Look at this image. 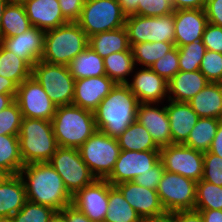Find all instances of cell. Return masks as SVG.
Returning a JSON list of instances; mask_svg holds the SVG:
<instances>
[{"instance_id":"cell-36","label":"cell","mask_w":222,"mask_h":222,"mask_svg":"<svg viewBox=\"0 0 222 222\" xmlns=\"http://www.w3.org/2000/svg\"><path fill=\"white\" fill-rule=\"evenodd\" d=\"M175 47V43L170 42H144L134 44L131 47L135 66L142 65L141 68H150L154 62L165 56Z\"/></svg>"},{"instance_id":"cell-26","label":"cell","mask_w":222,"mask_h":222,"mask_svg":"<svg viewBox=\"0 0 222 222\" xmlns=\"http://www.w3.org/2000/svg\"><path fill=\"white\" fill-rule=\"evenodd\" d=\"M187 103L199 117L222 120V83L209 82Z\"/></svg>"},{"instance_id":"cell-24","label":"cell","mask_w":222,"mask_h":222,"mask_svg":"<svg viewBox=\"0 0 222 222\" xmlns=\"http://www.w3.org/2000/svg\"><path fill=\"white\" fill-rule=\"evenodd\" d=\"M208 83L209 81L200 70L193 72L179 71L168 81V100L188 102Z\"/></svg>"},{"instance_id":"cell-55","label":"cell","mask_w":222,"mask_h":222,"mask_svg":"<svg viewBox=\"0 0 222 222\" xmlns=\"http://www.w3.org/2000/svg\"><path fill=\"white\" fill-rule=\"evenodd\" d=\"M199 211L204 222H222V210L194 209Z\"/></svg>"},{"instance_id":"cell-27","label":"cell","mask_w":222,"mask_h":222,"mask_svg":"<svg viewBox=\"0 0 222 222\" xmlns=\"http://www.w3.org/2000/svg\"><path fill=\"white\" fill-rule=\"evenodd\" d=\"M90 46L103 59L120 51H132L125 27L105 31L89 37Z\"/></svg>"},{"instance_id":"cell-51","label":"cell","mask_w":222,"mask_h":222,"mask_svg":"<svg viewBox=\"0 0 222 222\" xmlns=\"http://www.w3.org/2000/svg\"><path fill=\"white\" fill-rule=\"evenodd\" d=\"M61 212L66 216L67 222H92L72 205L65 207Z\"/></svg>"},{"instance_id":"cell-7","label":"cell","mask_w":222,"mask_h":222,"mask_svg":"<svg viewBox=\"0 0 222 222\" xmlns=\"http://www.w3.org/2000/svg\"><path fill=\"white\" fill-rule=\"evenodd\" d=\"M126 15L117 0H85L77 21L89 37L124 27Z\"/></svg>"},{"instance_id":"cell-39","label":"cell","mask_w":222,"mask_h":222,"mask_svg":"<svg viewBox=\"0 0 222 222\" xmlns=\"http://www.w3.org/2000/svg\"><path fill=\"white\" fill-rule=\"evenodd\" d=\"M55 212L52 207L27 200L23 208L11 219L13 222H49Z\"/></svg>"},{"instance_id":"cell-13","label":"cell","mask_w":222,"mask_h":222,"mask_svg":"<svg viewBox=\"0 0 222 222\" xmlns=\"http://www.w3.org/2000/svg\"><path fill=\"white\" fill-rule=\"evenodd\" d=\"M15 101L25 118L52 121L57 107L32 76L18 86Z\"/></svg>"},{"instance_id":"cell-1","label":"cell","mask_w":222,"mask_h":222,"mask_svg":"<svg viewBox=\"0 0 222 222\" xmlns=\"http://www.w3.org/2000/svg\"><path fill=\"white\" fill-rule=\"evenodd\" d=\"M27 194V200L61 211L72 205V195L63 179L49 162L26 164L19 172Z\"/></svg>"},{"instance_id":"cell-37","label":"cell","mask_w":222,"mask_h":222,"mask_svg":"<svg viewBox=\"0 0 222 222\" xmlns=\"http://www.w3.org/2000/svg\"><path fill=\"white\" fill-rule=\"evenodd\" d=\"M195 209L222 210V186L200 180L196 184Z\"/></svg>"},{"instance_id":"cell-14","label":"cell","mask_w":222,"mask_h":222,"mask_svg":"<svg viewBox=\"0 0 222 222\" xmlns=\"http://www.w3.org/2000/svg\"><path fill=\"white\" fill-rule=\"evenodd\" d=\"M160 161V150L130 151L121 150L111 174L106 180L113 186L133 181Z\"/></svg>"},{"instance_id":"cell-19","label":"cell","mask_w":222,"mask_h":222,"mask_svg":"<svg viewBox=\"0 0 222 222\" xmlns=\"http://www.w3.org/2000/svg\"><path fill=\"white\" fill-rule=\"evenodd\" d=\"M154 104L140 103L136 120L147 129L155 144L162 148L172 144L170 122L166 106L159 108L158 103L156 107Z\"/></svg>"},{"instance_id":"cell-2","label":"cell","mask_w":222,"mask_h":222,"mask_svg":"<svg viewBox=\"0 0 222 222\" xmlns=\"http://www.w3.org/2000/svg\"><path fill=\"white\" fill-rule=\"evenodd\" d=\"M139 104L127 84H116L94 111L97 130L110 137H119L136 121Z\"/></svg>"},{"instance_id":"cell-38","label":"cell","mask_w":222,"mask_h":222,"mask_svg":"<svg viewBox=\"0 0 222 222\" xmlns=\"http://www.w3.org/2000/svg\"><path fill=\"white\" fill-rule=\"evenodd\" d=\"M178 48V64L180 71L193 72L200 69L201 60L206 52L202 40L194 41Z\"/></svg>"},{"instance_id":"cell-44","label":"cell","mask_w":222,"mask_h":222,"mask_svg":"<svg viewBox=\"0 0 222 222\" xmlns=\"http://www.w3.org/2000/svg\"><path fill=\"white\" fill-rule=\"evenodd\" d=\"M171 0H139L138 15L144 17H158L174 13Z\"/></svg>"},{"instance_id":"cell-46","label":"cell","mask_w":222,"mask_h":222,"mask_svg":"<svg viewBox=\"0 0 222 222\" xmlns=\"http://www.w3.org/2000/svg\"><path fill=\"white\" fill-rule=\"evenodd\" d=\"M164 171L165 170L163 164L161 161H159L155 166H153L147 172L135 177L133 181L136 184L141 185L145 188L156 190Z\"/></svg>"},{"instance_id":"cell-53","label":"cell","mask_w":222,"mask_h":222,"mask_svg":"<svg viewBox=\"0 0 222 222\" xmlns=\"http://www.w3.org/2000/svg\"><path fill=\"white\" fill-rule=\"evenodd\" d=\"M18 85L6 77L0 76V94H11L16 97Z\"/></svg>"},{"instance_id":"cell-16","label":"cell","mask_w":222,"mask_h":222,"mask_svg":"<svg viewBox=\"0 0 222 222\" xmlns=\"http://www.w3.org/2000/svg\"><path fill=\"white\" fill-rule=\"evenodd\" d=\"M141 219L166 213L156 190L145 188L134 181L115 185Z\"/></svg>"},{"instance_id":"cell-30","label":"cell","mask_w":222,"mask_h":222,"mask_svg":"<svg viewBox=\"0 0 222 222\" xmlns=\"http://www.w3.org/2000/svg\"><path fill=\"white\" fill-rule=\"evenodd\" d=\"M31 27L23 3H8L2 15L1 38L20 35Z\"/></svg>"},{"instance_id":"cell-22","label":"cell","mask_w":222,"mask_h":222,"mask_svg":"<svg viewBox=\"0 0 222 222\" xmlns=\"http://www.w3.org/2000/svg\"><path fill=\"white\" fill-rule=\"evenodd\" d=\"M26 15L32 26L47 31L67 24L59 0H24Z\"/></svg>"},{"instance_id":"cell-35","label":"cell","mask_w":222,"mask_h":222,"mask_svg":"<svg viewBox=\"0 0 222 222\" xmlns=\"http://www.w3.org/2000/svg\"><path fill=\"white\" fill-rule=\"evenodd\" d=\"M23 166L18 135H0V169L15 175Z\"/></svg>"},{"instance_id":"cell-58","label":"cell","mask_w":222,"mask_h":222,"mask_svg":"<svg viewBox=\"0 0 222 222\" xmlns=\"http://www.w3.org/2000/svg\"><path fill=\"white\" fill-rule=\"evenodd\" d=\"M49 222H67L66 216L61 211H56Z\"/></svg>"},{"instance_id":"cell-57","label":"cell","mask_w":222,"mask_h":222,"mask_svg":"<svg viewBox=\"0 0 222 222\" xmlns=\"http://www.w3.org/2000/svg\"><path fill=\"white\" fill-rule=\"evenodd\" d=\"M15 101L11 94H0V112Z\"/></svg>"},{"instance_id":"cell-21","label":"cell","mask_w":222,"mask_h":222,"mask_svg":"<svg viewBox=\"0 0 222 222\" xmlns=\"http://www.w3.org/2000/svg\"><path fill=\"white\" fill-rule=\"evenodd\" d=\"M44 35V30L32 26L20 35L1 38L0 44L33 67L42 58Z\"/></svg>"},{"instance_id":"cell-15","label":"cell","mask_w":222,"mask_h":222,"mask_svg":"<svg viewBox=\"0 0 222 222\" xmlns=\"http://www.w3.org/2000/svg\"><path fill=\"white\" fill-rule=\"evenodd\" d=\"M72 206L92 222H104L108 208V181L96 179L72 196Z\"/></svg>"},{"instance_id":"cell-31","label":"cell","mask_w":222,"mask_h":222,"mask_svg":"<svg viewBox=\"0 0 222 222\" xmlns=\"http://www.w3.org/2000/svg\"><path fill=\"white\" fill-rule=\"evenodd\" d=\"M117 140L120 150H160L147 129L137 120L133 122L119 137H117Z\"/></svg>"},{"instance_id":"cell-48","label":"cell","mask_w":222,"mask_h":222,"mask_svg":"<svg viewBox=\"0 0 222 222\" xmlns=\"http://www.w3.org/2000/svg\"><path fill=\"white\" fill-rule=\"evenodd\" d=\"M205 12L209 23L222 27V0H207Z\"/></svg>"},{"instance_id":"cell-62","label":"cell","mask_w":222,"mask_h":222,"mask_svg":"<svg viewBox=\"0 0 222 222\" xmlns=\"http://www.w3.org/2000/svg\"><path fill=\"white\" fill-rule=\"evenodd\" d=\"M6 1H8L9 3L11 2L22 3L24 0H6Z\"/></svg>"},{"instance_id":"cell-40","label":"cell","mask_w":222,"mask_h":222,"mask_svg":"<svg viewBox=\"0 0 222 222\" xmlns=\"http://www.w3.org/2000/svg\"><path fill=\"white\" fill-rule=\"evenodd\" d=\"M22 118L18 103L14 101L0 112V135H18Z\"/></svg>"},{"instance_id":"cell-33","label":"cell","mask_w":222,"mask_h":222,"mask_svg":"<svg viewBox=\"0 0 222 222\" xmlns=\"http://www.w3.org/2000/svg\"><path fill=\"white\" fill-rule=\"evenodd\" d=\"M221 119L200 117L184 145L200 152H208Z\"/></svg>"},{"instance_id":"cell-18","label":"cell","mask_w":222,"mask_h":222,"mask_svg":"<svg viewBox=\"0 0 222 222\" xmlns=\"http://www.w3.org/2000/svg\"><path fill=\"white\" fill-rule=\"evenodd\" d=\"M115 85L107 75L77 79L72 104L94 112Z\"/></svg>"},{"instance_id":"cell-41","label":"cell","mask_w":222,"mask_h":222,"mask_svg":"<svg viewBox=\"0 0 222 222\" xmlns=\"http://www.w3.org/2000/svg\"><path fill=\"white\" fill-rule=\"evenodd\" d=\"M199 70L209 82L222 83V54L206 50Z\"/></svg>"},{"instance_id":"cell-11","label":"cell","mask_w":222,"mask_h":222,"mask_svg":"<svg viewBox=\"0 0 222 222\" xmlns=\"http://www.w3.org/2000/svg\"><path fill=\"white\" fill-rule=\"evenodd\" d=\"M196 184L190 178L164 171L156 191L165 211L194 210Z\"/></svg>"},{"instance_id":"cell-56","label":"cell","mask_w":222,"mask_h":222,"mask_svg":"<svg viewBox=\"0 0 222 222\" xmlns=\"http://www.w3.org/2000/svg\"><path fill=\"white\" fill-rule=\"evenodd\" d=\"M141 222H175L174 220V212H166L163 215L155 216V217H147L142 219Z\"/></svg>"},{"instance_id":"cell-10","label":"cell","mask_w":222,"mask_h":222,"mask_svg":"<svg viewBox=\"0 0 222 222\" xmlns=\"http://www.w3.org/2000/svg\"><path fill=\"white\" fill-rule=\"evenodd\" d=\"M49 163L61 176L66 189L72 196L96 180L82 160L78 148L58 147Z\"/></svg>"},{"instance_id":"cell-29","label":"cell","mask_w":222,"mask_h":222,"mask_svg":"<svg viewBox=\"0 0 222 222\" xmlns=\"http://www.w3.org/2000/svg\"><path fill=\"white\" fill-rule=\"evenodd\" d=\"M104 222H141V217L120 190L108 182V208Z\"/></svg>"},{"instance_id":"cell-32","label":"cell","mask_w":222,"mask_h":222,"mask_svg":"<svg viewBox=\"0 0 222 222\" xmlns=\"http://www.w3.org/2000/svg\"><path fill=\"white\" fill-rule=\"evenodd\" d=\"M106 75L116 84H127L130 76L136 68L132 51L115 52L104 59Z\"/></svg>"},{"instance_id":"cell-59","label":"cell","mask_w":222,"mask_h":222,"mask_svg":"<svg viewBox=\"0 0 222 222\" xmlns=\"http://www.w3.org/2000/svg\"><path fill=\"white\" fill-rule=\"evenodd\" d=\"M8 1L6 0H0V39H1V21H2V15H3V12L6 8V6L8 5Z\"/></svg>"},{"instance_id":"cell-43","label":"cell","mask_w":222,"mask_h":222,"mask_svg":"<svg viewBox=\"0 0 222 222\" xmlns=\"http://www.w3.org/2000/svg\"><path fill=\"white\" fill-rule=\"evenodd\" d=\"M202 180L222 186V157L209 151L204 153Z\"/></svg>"},{"instance_id":"cell-50","label":"cell","mask_w":222,"mask_h":222,"mask_svg":"<svg viewBox=\"0 0 222 222\" xmlns=\"http://www.w3.org/2000/svg\"><path fill=\"white\" fill-rule=\"evenodd\" d=\"M174 10L205 9L207 0H171Z\"/></svg>"},{"instance_id":"cell-61","label":"cell","mask_w":222,"mask_h":222,"mask_svg":"<svg viewBox=\"0 0 222 222\" xmlns=\"http://www.w3.org/2000/svg\"><path fill=\"white\" fill-rule=\"evenodd\" d=\"M0 222H13L11 218H0Z\"/></svg>"},{"instance_id":"cell-49","label":"cell","mask_w":222,"mask_h":222,"mask_svg":"<svg viewBox=\"0 0 222 222\" xmlns=\"http://www.w3.org/2000/svg\"><path fill=\"white\" fill-rule=\"evenodd\" d=\"M175 222H204L199 211L185 210L174 212Z\"/></svg>"},{"instance_id":"cell-20","label":"cell","mask_w":222,"mask_h":222,"mask_svg":"<svg viewBox=\"0 0 222 222\" xmlns=\"http://www.w3.org/2000/svg\"><path fill=\"white\" fill-rule=\"evenodd\" d=\"M208 23L205 9H179L174 11L175 46L202 40Z\"/></svg>"},{"instance_id":"cell-54","label":"cell","mask_w":222,"mask_h":222,"mask_svg":"<svg viewBox=\"0 0 222 222\" xmlns=\"http://www.w3.org/2000/svg\"><path fill=\"white\" fill-rule=\"evenodd\" d=\"M120 4L122 12L127 16L138 15L139 0H117Z\"/></svg>"},{"instance_id":"cell-9","label":"cell","mask_w":222,"mask_h":222,"mask_svg":"<svg viewBox=\"0 0 222 222\" xmlns=\"http://www.w3.org/2000/svg\"><path fill=\"white\" fill-rule=\"evenodd\" d=\"M130 46L144 42L175 43L174 13L158 17L130 15L124 24Z\"/></svg>"},{"instance_id":"cell-42","label":"cell","mask_w":222,"mask_h":222,"mask_svg":"<svg viewBox=\"0 0 222 222\" xmlns=\"http://www.w3.org/2000/svg\"><path fill=\"white\" fill-rule=\"evenodd\" d=\"M178 59V48L175 46L165 56L154 62L150 68L168 82L180 71Z\"/></svg>"},{"instance_id":"cell-47","label":"cell","mask_w":222,"mask_h":222,"mask_svg":"<svg viewBox=\"0 0 222 222\" xmlns=\"http://www.w3.org/2000/svg\"><path fill=\"white\" fill-rule=\"evenodd\" d=\"M85 0H59L64 18L68 22H77L81 16Z\"/></svg>"},{"instance_id":"cell-25","label":"cell","mask_w":222,"mask_h":222,"mask_svg":"<svg viewBox=\"0 0 222 222\" xmlns=\"http://www.w3.org/2000/svg\"><path fill=\"white\" fill-rule=\"evenodd\" d=\"M27 201L24 182L19 174L9 175L0 185V218H11Z\"/></svg>"},{"instance_id":"cell-23","label":"cell","mask_w":222,"mask_h":222,"mask_svg":"<svg viewBox=\"0 0 222 222\" xmlns=\"http://www.w3.org/2000/svg\"><path fill=\"white\" fill-rule=\"evenodd\" d=\"M168 102L166 111L170 122L172 144H184L200 117L187 102L171 100Z\"/></svg>"},{"instance_id":"cell-52","label":"cell","mask_w":222,"mask_h":222,"mask_svg":"<svg viewBox=\"0 0 222 222\" xmlns=\"http://www.w3.org/2000/svg\"><path fill=\"white\" fill-rule=\"evenodd\" d=\"M209 152L222 157V120L219 122L217 133L212 140Z\"/></svg>"},{"instance_id":"cell-5","label":"cell","mask_w":222,"mask_h":222,"mask_svg":"<svg viewBox=\"0 0 222 222\" xmlns=\"http://www.w3.org/2000/svg\"><path fill=\"white\" fill-rule=\"evenodd\" d=\"M89 38L77 22H68L45 31L41 60L49 64L68 65L88 47Z\"/></svg>"},{"instance_id":"cell-17","label":"cell","mask_w":222,"mask_h":222,"mask_svg":"<svg viewBox=\"0 0 222 222\" xmlns=\"http://www.w3.org/2000/svg\"><path fill=\"white\" fill-rule=\"evenodd\" d=\"M131 82L127 85L137 97L139 103H163L168 99V82L156 74L151 68H138Z\"/></svg>"},{"instance_id":"cell-4","label":"cell","mask_w":222,"mask_h":222,"mask_svg":"<svg viewBox=\"0 0 222 222\" xmlns=\"http://www.w3.org/2000/svg\"><path fill=\"white\" fill-rule=\"evenodd\" d=\"M18 138L24 165L49 162L58 148L52 121L23 117Z\"/></svg>"},{"instance_id":"cell-28","label":"cell","mask_w":222,"mask_h":222,"mask_svg":"<svg viewBox=\"0 0 222 222\" xmlns=\"http://www.w3.org/2000/svg\"><path fill=\"white\" fill-rule=\"evenodd\" d=\"M67 67L75 80L106 75L103 58L90 46L79 53Z\"/></svg>"},{"instance_id":"cell-6","label":"cell","mask_w":222,"mask_h":222,"mask_svg":"<svg viewBox=\"0 0 222 222\" xmlns=\"http://www.w3.org/2000/svg\"><path fill=\"white\" fill-rule=\"evenodd\" d=\"M78 149L82 160L96 179H106L111 174L121 151L117 138L99 130Z\"/></svg>"},{"instance_id":"cell-45","label":"cell","mask_w":222,"mask_h":222,"mask_svg":"<svg viewBox=\"0 0 222 222\" xmlns=\"http://www.w3.org/2000/svg\"><path fill=\"white\" fill-rule=\"evenodd\" d=\"M202 42L206 50L222 54V27L208 22L202 35Z\"/></svg>"},{"instance_id":"cell-3","label":"cell","mask_w":222,"mask_h":222,"mask_svg":"<svg viewBox=\"0 0 222 222\" xmlns=\"http://www.w3.org/2000/svg\"><path fill=\"white\" fill-rule=\"evenodd\" d=\"M52 125L58 147L79 148L97 131L94 112L73 104L57 106Z\"/></svg>"},{"instance_id":"cell-12","label":"cell","mask_w":222,"mask_h":222,"mask_svg":"<svg viewBox=\"0 0 222 222\" xmlns=\"http://www.w3.org/2000/svg\"><path fill=\"white\" fill-rule=\"evenodd\" d=\"M204 153L184 144H171L160 148V161L164 170L190 178L196 182L203 177Z\"/></svg>"},{"instance_id":"cell-8","label":"cell","mask_w":222,"mask_h":222,"mask_svg":"<svg viewBox=\"0 0 222 222\" xmlns=\"http://www.w3.org/2000/svg\"><path fill=\"white\" fill-rule=\"evenodd\" d=\"M34 77L56 106L71 105L75 79L66 65L49 64L39 60L32 67Z\"/></svg>"},{"instance_id":"cell-60","label":"cell","mask_w":222,"mask_h":222,"mask_svg":"<svg viewBox=\"0 0 222 222\" xmlns=\"http://www.w3.org/2000/svg\"><path fill=\"white\" fill-rule=\"evenodd\" d=\"M9 176V174L3 170L0 169V185L3 183V181Z\"/></svg>"},{"instance_id":"cell-34","label":"cell","mask_w":222,"mask_h":222,"mask_svg":"<svg viewBox=\"0 0 222 222\" xmlns=\"http://www.w3.org/2000/svg\"><path fill=\"white\" fill-rule=\"evenodd\" d=\"M0 76L13 80L19 86L32 76V67L0 44Z\"/></svg>"}]
</instances>
